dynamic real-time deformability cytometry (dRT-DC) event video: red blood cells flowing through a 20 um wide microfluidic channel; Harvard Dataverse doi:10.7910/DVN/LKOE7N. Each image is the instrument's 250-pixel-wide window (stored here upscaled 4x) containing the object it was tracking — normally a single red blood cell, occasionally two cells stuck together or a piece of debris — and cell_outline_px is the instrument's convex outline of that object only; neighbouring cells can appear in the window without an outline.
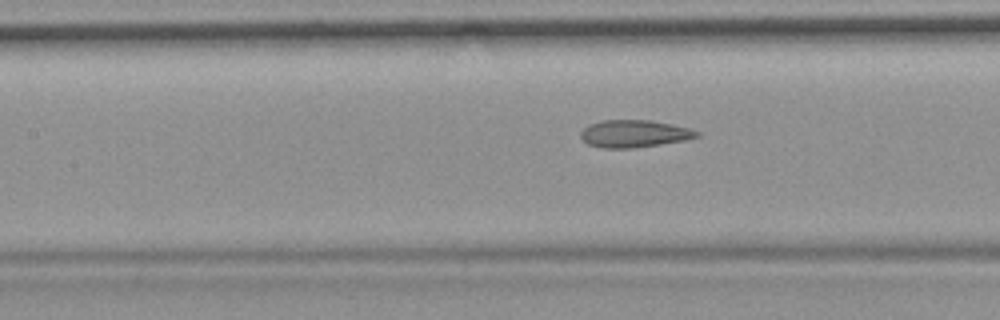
{"species": "common noctule bat (a hibernating species)", "species_latin": "Nyctalus noctula", "temperature_condition": "room temperature", "stored_images_in_passage": 54, "camera_frame_rate_fps": 3000, "um_per_image_px": 0.085, "animal": {"sex": "female", "body_mass_g": 19.9}, "frame": {"image": 1, "passage_image": 24, "time_ms": 7.667, "image_size_px": [1000, 320], "cell_outline_px": [[700, 136], [684, 140], [660, 144], [632, 148], [604, 148], [588, 144], [580, 136], [580, 132], [588, 124], [600, 120], [652, 120], [672, 124], [688, 128], [700, 132]], "centroid_in_image_um": [53.89, 11.35], "position_along_channel_um": 153.5, "area_um2": 18.5}, "authors_computed_cell_mechanics": {"area_um2": 19.941, "velocity_mm_per_s": 3.713, "shape_relaxation_time_tau1_ms": null, "shape_relaxation_time_tau2_ms": 2.477, "deformation_change_tau1": null, "deformation_change_tau2": 0.1003}}